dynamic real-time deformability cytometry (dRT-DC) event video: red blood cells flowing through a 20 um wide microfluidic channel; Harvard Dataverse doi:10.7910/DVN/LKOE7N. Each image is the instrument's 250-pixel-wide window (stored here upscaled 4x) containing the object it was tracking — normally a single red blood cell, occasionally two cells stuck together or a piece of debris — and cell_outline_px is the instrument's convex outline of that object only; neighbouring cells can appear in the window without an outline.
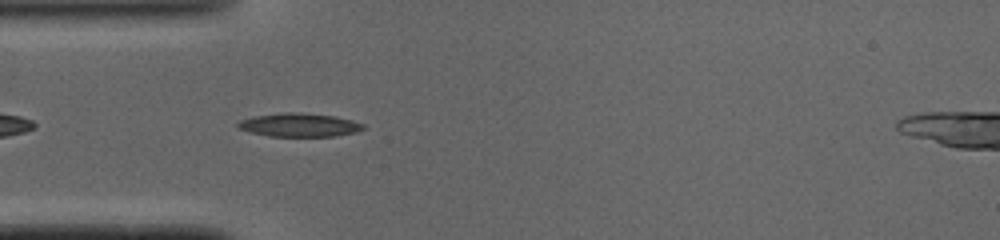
{"species": "common noctule bat (a hibernating species)", "species_latin": "Nyctalus noctula", "temperature_condition": "cold", "stored_images_in_passage": 35, "camera_frame_rate_fps": 3000, "um_per_image_px": 0.085, "animal": {"sex": "male", "body_mass_g": 19.0, "forearm_length_mm": 50.8}, "frame": {"image": 1, "passage_image": 3, "time_ms": 0.667, "image_size_px": [1000, 240], "cell_outline_px": [[364, 128], [356, 132], [336, 136], [268, 136], [252, 132], [240, 128], [236, 124], [240, 120], [252, 116], [280, 112], [300, 112], [336, 116], [352, 120], [364, 124]], "centroid_in_image_um": [25.44, 10.61], "position_along_channel_um": 59.6, "area_um2": 17.22}}
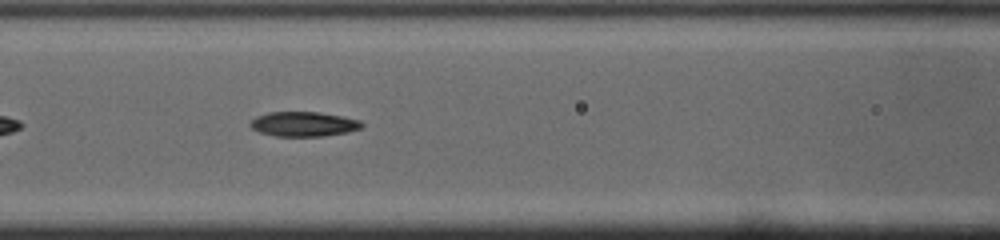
{"frame": {"image": 2, "passage_image": 9, "time_ms": 2.667, "image_size_px": [1000, 240], "cell_outline_px": [[364, 124], [360, 128], [348, 132], [324, 136], [276, 136], [260, 132], [252, 128], [248, 124], [256, 116], [268, 112], [320, 112], [360, 120]], "centroid_in_image_um": [25.8, 10.54], "position_along_channel_um": 140.8, "area_um2": 16.01}}
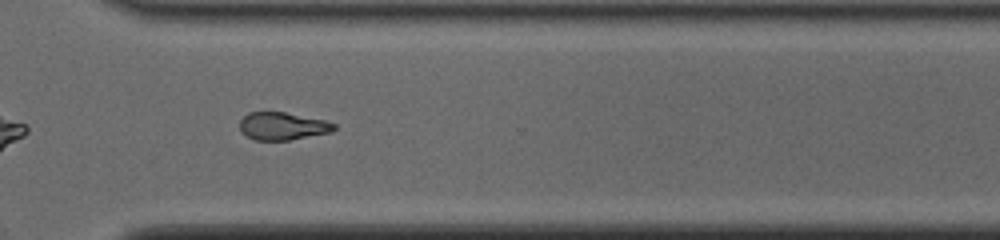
{"frame": {"image": 3, "passage_image": 24, "time_ms": 7.667, "image_size_px": [1000, 240], "cell_outline_px": [[336, 128], [332, 132], [288, 140], [256, 140], [240, 132], [240, 120], [248, 112], [284, 112], [324, 120], [336, 124]], "centroid_in_image_um": [24.01, 10.72], "position_along_channel_um": 346.6, "area_um2": 15.14}}